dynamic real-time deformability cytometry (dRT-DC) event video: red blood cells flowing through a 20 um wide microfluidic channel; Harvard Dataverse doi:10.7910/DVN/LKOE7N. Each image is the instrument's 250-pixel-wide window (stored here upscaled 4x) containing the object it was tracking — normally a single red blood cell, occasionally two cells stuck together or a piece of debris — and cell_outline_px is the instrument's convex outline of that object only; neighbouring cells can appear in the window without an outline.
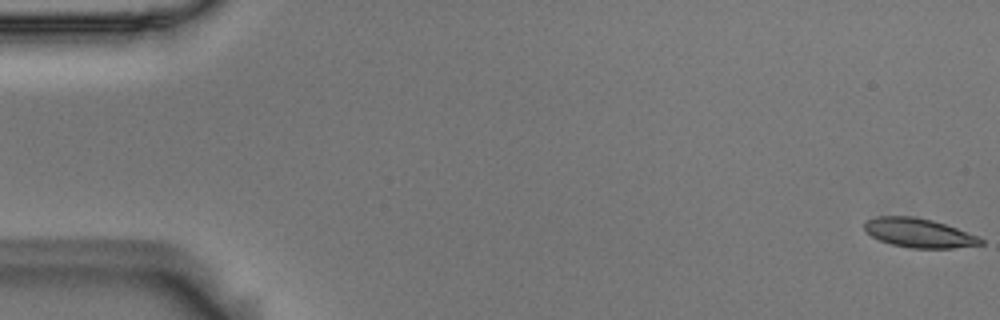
{"species": "Egyptian fruit bat (a non-hibernating species)", "species_latin": "Rousettus aegyptiacus", "temperature_condition": "room temperature", "stored_images_in_passage": 55, "camera_frame_rate_fps": 3000, "um_per_image_px": 0.085, "animal": {"sex": "male"}, "frame": {"image": 1, "passage_image": 1, "time_ms": 0.0, "image_size_px": [1000, 320], "cell_outline_px": [[984, 244], [952, 248], [912, 248], [892, 244], [880, 240], [864, 232], [864, 220], [876, 216], [916, 216], [932, 220], [980, 236], [984, 240]], "centroid_in_image_um": [78.09, 19.79], "position_along_channel_um": 6.9, "area_um2": 19.88}}
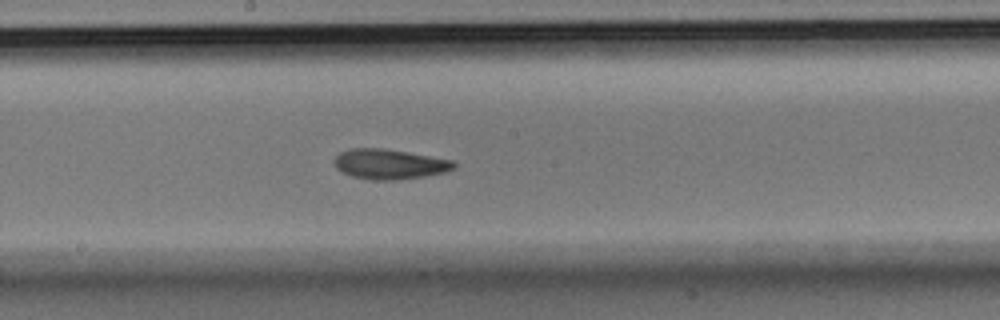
{"frame": {"image": 2, "passage_image": 30, "time_ms": 9.667, "image_size_px": [1000, 320], "cell_outline_px": [[456, 168], [444, 172], [424, 176], [396, 180], [372, 180], [352, 176], [336, 168], [332, 160], [340, 152], [352, 148], [384, 148], [452, 160], [456, 164]], "centroid_in_image_um": [33.08, 13.95], "position_along_channel_um": 215.1, "area_um2": 20.87}}
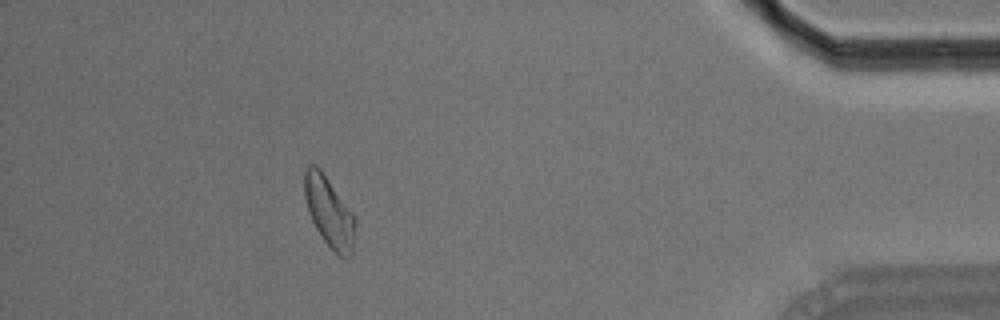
{"frame": {"image": 3, "passage_image": 50, "time_ms": 16.333, "image_size_px": [1000, 320], "cell_outline_px": [[352, 256], [340, 256], [324, 240], [316, 228], [308, 212], [304, 196], [304, 168], [308, 164], [316, 164], [320, 168], [352, 212]], "centroid_in_image_um": [27.89, 17.92], "position_along_channel_um": 407.3, "area_um2": 20.0}, "authors_computed_cell_mechanics": {"area_um2": 20.519, "velocity_mm_per_s": 3.6503, "shape_relaxation_time_tau1_ms": 7.1908, "shape_relaxation_time_tau2_ms": 2.8987, "deformation_change_tau1": 0.141, "deformation_change_tau2": 0.0946}}